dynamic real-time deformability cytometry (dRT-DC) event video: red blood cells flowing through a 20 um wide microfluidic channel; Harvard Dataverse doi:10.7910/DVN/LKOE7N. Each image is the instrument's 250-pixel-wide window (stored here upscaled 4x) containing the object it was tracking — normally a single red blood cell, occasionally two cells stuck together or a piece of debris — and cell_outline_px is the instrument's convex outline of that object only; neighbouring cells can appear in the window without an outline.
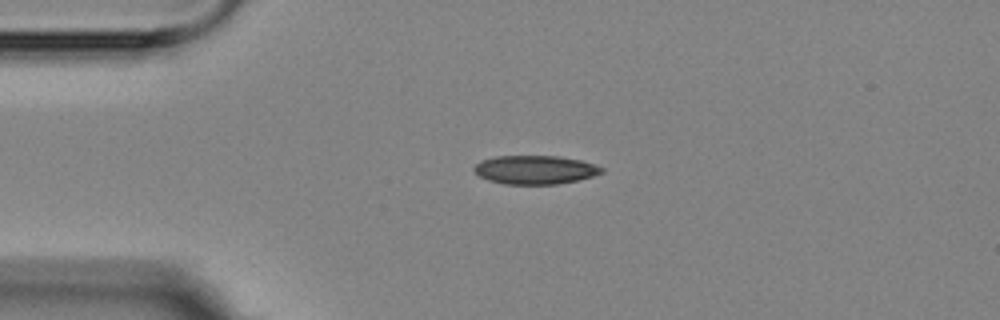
{"species": "Egyptian fruit bat (a non-hibernating species)", "species_latin": "Rousettus aegyptiacus", "temperature_condition": "room temperature", "stored_images_in_passage": 2, "camera_frame_rate_fps": 3000, "um_per_image_px": 0.085, "animal": {"sex": "female"}, "frame": {"image": 1, "passage_image": 1, "time_ms": 0.0, "image_size_px": [1000, 320], "cell_outline_px": [[604, 172], [592, 176], [576, 180], [556, 184], [504, 184], [488, 180], [480, 176], [472, 168], [480, 160], [496, 156], [560, 156], [580, 160], [604, 168]], "centroid_in_image_um": [45.46, 14.42], "position_along_channel_um": 39.5, "area_um2": 21.21}}